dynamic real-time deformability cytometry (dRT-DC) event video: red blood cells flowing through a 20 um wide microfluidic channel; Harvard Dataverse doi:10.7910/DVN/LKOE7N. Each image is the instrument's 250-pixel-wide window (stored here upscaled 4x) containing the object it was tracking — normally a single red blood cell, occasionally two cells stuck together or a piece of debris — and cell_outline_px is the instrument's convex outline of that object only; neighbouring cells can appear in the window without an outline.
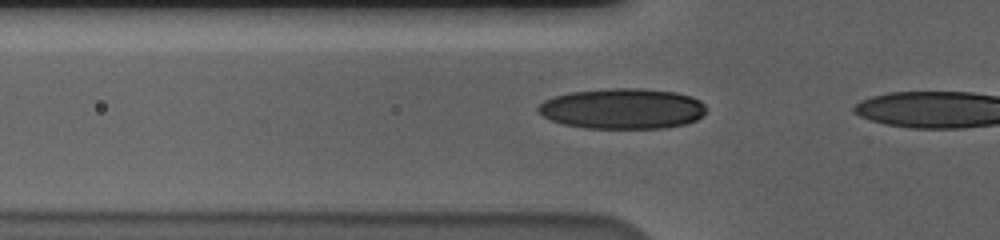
{"species": "human", "species_latin": "Homo sapiens", "temperature_condition": "cold", "stored_images_in_passage": 15, "camera_frame_rate_fps": 3000, "um_per_image_px": 0.085, "donor": {"sex": "male"}, "frame": {"image": 1, "passage_image": 9, "time_ms": 2.667, "image_size_px": [1000, 240], "cell_outline_px": [[704, 116], [696, 120], [684, 124], [664, 128], [584, 128], [564, 124], [552, 120], [536, 112], [536, 108], [544, 100], [568, 92], [608, 88], [640, 88], [676, 92], [692, 96], [700, 100], [704, 104]], "centroid_in_image_um": [52.91, 9.23], "position_along_channel_um": 72.9, "area_um2": 39.88}}
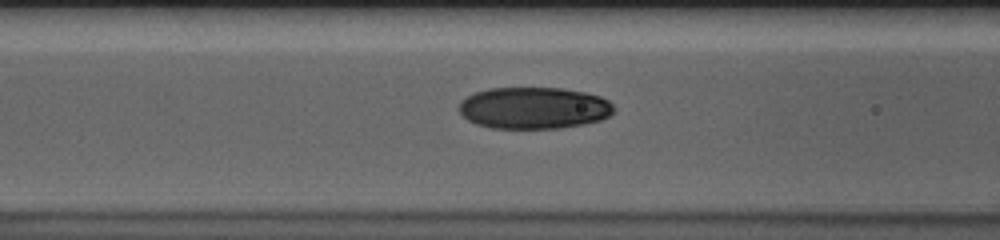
{"frame": {"image": 2, "passage_image": 13, "time_ms": 4.0, "image_size_px": [1000, 240], "cell_outline_px": [[616, 108], [608, 116], [600, 120], [584, 124], [560, 128], [492, 128], [476, 124], [468, 120], [460, 112], [460, 100], [476, 92], [488, 88], [560, 88], [584, 92], [600, 96], [608, 100]], "centroid_in_image_um": [45.38, 9.18], "position_along_channel_um": 121.2, "area_um2": 37.63}}